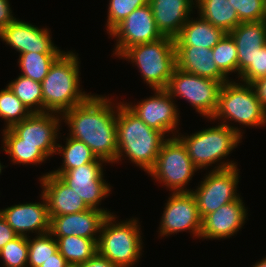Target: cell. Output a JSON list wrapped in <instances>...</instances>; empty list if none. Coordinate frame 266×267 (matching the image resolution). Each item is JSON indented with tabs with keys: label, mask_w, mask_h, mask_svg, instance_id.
I'll list each match as a JSON object with an SVG mask.
<instances>
[{
	"label": "cell",
	"mask_w": 266,
	"mask_h": 267,
	"mask_svg": "<svg viewBox=\"0 0 266 267\" xmlns=\"http://www.w3.org/2000/svg\"><path fill=\"white\" fill-rule=\"evenodd\" d=\"M155 96L140 101L134 106L127 104V107L137 115L147 126L154 128L164 135L167 133L175 134L176 127L179 125L178 108L174 98L170 96L166 89H154ZM174 131V133H173Z\"/></svg>",
	"instance_id": "9a60e30c"
},
{
	"label": "cell",
	"mask_w": 266,
	"mask_h": 267,
	"mask_svg": "<svg viewBox=\"0 0 266 267\" xmlns=\"http://www.w3.org/2000/svg\"><path fill=\"white\" fill-rule=\"evenodd\" d=\"M164 208L160 227V236H170L189 230L200 238L202 218L195 198L191 192L172 193ZM191 230V231H190Z\"/></svg>",
	"instance_id": "4fadbf2b"
},
{
	"label": "cell",
	"mask_w": 266,
	"mask_h": 267,
	"mask_svg": "<svg viewBox=\"0 0 266 267\" xmlns=\"http://www.w3.org/2000/svg\"><path fill=\"white\" fill-rule=\"evenodd\" d=\"M108 215L104 210L88 209L82 212L50 216L49 233L53 237L80 236L98 241L101 226ZM95 236V237H94Z\"/></svg>",
	"instance_id": "ac0fdd59"
},
{
	"label": "cell",
	"mask_w": 266,
	"mask_h": 267,
	"mask_svg": "<svg viewBox=\"0 0 266 267\" xmlns=\"http://www.w3.org/2000/svg\"><path fill=\"white\" fill-rule=\"evenodd\" d=\"M31 113H43L41 83L19 75L7 85Z\"/></svg>",
	"instance_id": "f1b7e54d"
},
{
	"label": "cell",
	"mask_w": 266,
	"mask_h": 267,
	"mask_svg": "<svg viewBox=\"0 0 266 267\" xmlns=\"http://www.w3.org/2000/svg\"><path fill=\"white\" fill-rule=\"evenodd\" d=\"M113 105L106 96L91 95L61 115L70 128L69 137L84 142L97 158L107 163H115L118 153V106Z\"/></svg>",
	"instance_id": "6da1fadb"
},
{
	"label": "cell",
	"mask_w": 266,
	"mask_h": 267,
	"mask_svg": "<svg viewBox=\"0 0 266 267\" xmlns=\"http://www.w3.org/2000/svg\"><path fill=\"white\" fill-rule=\"evenodd\" d=\"M39 181L43 188L41 193L47 201L49 216L73 214L90 209L59 176L49 172Z\"/></svg>",
	"instance_id": "ffe728a7"
},
{
	"label": "cell",
	"mask_w": 266,
	"mask_h": 267,
	"mask_svg": "<svg viewBox=\"0 0 266 267\" xmlns=\"http://www.w3.org/2000/svg\"><path fill=\"white\" fill-rule=\"evenodd\" d=\"M79 267H117L107 258L96 253L91 259L83 264L78 265Z\"/></svg>",
	"instance_id": "ab89813d"
},
{
	"label": "cell",
	"mask_w": 266,
	"mask_h": 267,
	"mask_svg": "<svg viewBox=\"0 0 266 267\" xmlns=\"http://www.w3.org/2000/svg\"><path fill=\"white\" fill-rule=\"evenodd\" d=\"M199 16L215 27L230 33L241 22L229 0H195Z\"/></svg>",
	"instance_id": "d4e9b609"
},
{
	"label": "cell",
	"mask_w": 266,
	"mask_h": 267,
	"mask_svg": "<svg viewBox=\"0 0 266 267\" xmlns=\"http://www.w3.org/2000/svg\"><path fill=\"white\" fill-rule=\"evenodd\" d=\"M0 257L5 267H27L28 237L17 236L1 250Z\"/></svg>",
	"instance_id": "836d02e7"
},
{
	"label": "cell",
	"mask_w": 266,
	"mask_h": 267,
	"mask_svg": "<svg viewBox=\"0 0 266 267\" xmlns=\"http://www.w3.org/2000/svg\"><path fill=\"white\" fill-rule=\"evenodd\" d=\"M228 34L237 47L240 75L254 61L258 49L266 45V20L242 22Z\"/></svg>",
	"instance_id": "603a6c76"
},
{
	"label": "cell",
	"mask_w": 266,
	"mask_h": 267,
	"mask_svg": "<svg viewBox=\"0 0 266 267\" xmlns=\"http://www.w3.org/2000/svg\"><path fill=\"white\" fill-rule=\"evenodd\" d=\"M29 237L27 267H41L47 259L58 251L57 241L50 233L37 235L32 240Z\"/></svg>",
	"instance_id": "1f68e13d"
},
{
	"label": "cell",
	"mask_w": 266,
	"mask_h": 267,
	"mask_svg": "<svg viewBox=\"0 0 266 267\" xmlns=\"http://www.w3.org/2000/svg\"><path fill=\"white\" fill-rule=\"evenodd\" d=\"M176 67L186 73L219 81H229L214 62L212 49L195 46H175Z\"/></svg>",
	"instance_id": "7402d4cb"
},
{
	"label": "cell",
	"mask_w": 266,
	"mask_h": 267,
	"mask_svg": "<svg viewBox=\"0 0 266 267\" xmlns=\"http://www.w3.org/2000/svg\"><path fill=\"white\" fill-rule=\"evenodd\" d=\"M11 7L8 0H0V30L14 21Z\"/></svg>",
	"instance_id": "f35d334b"
},
{
	"label": "cell",
	"mask_w": 266,
	"mask_h": 267,
	"mask_svg": "<svg viewBox=\"0 0 266 267\" xmlns=\"http://www.w3.org/2000/svg\"><path fill=\"white\" fill-rule=\"evenodd\" d=\"M259 101L266 108V77H262L251 83Z\"/></svg>",
	"instance_id": "60d3db41"
},
{
	"label": "cell",
	"mask_w": 266,
	"mask_h": 267,
	"mask_svg": "<svg viewBox=\"0 0 266 267\" xmlns=\"http://www.w3.org/2000/svg\"><path fill=\"white\" fill-rule=\"evenodd\" d=\"M115 218L112 214L104 219L97 241V253L117 267H131L139 261L142 251L138 219L116 223Z\"/></svg>",
	"instance_id": "8992f818"
},
{
	"label": "cell",
	"mask_w": 266,
	"mask_h": 267,
	"mask_svg": "<svg viewBox=\"0 0 266 267\" xmlns=\"http://www.w3.org/2000/svg\"><path fill=\"white\" fill-rule=\"evenodd\" d=\"M262 77H266V45L258 49L254 61L238 76V79L251 84Z\"/></svg>",
	"instance_id": "8d00e7d4"
},
{
	"label": "cell",
	"mask_w": 266,
	"mask_h": 267,
	"mask_svg": "<svg viewBox=\"0 0 266 267\" xmlns=\"http://www.w3.org/2000/svg\"><path fill=\"white\" fill-rule=\"evenodd\" d=\"M212 52L214 62L226 77L231 72H238L237 47L228 33L212 48Z\"/></svg>",
	"instance_id": "d6a6232c"
},
{
	"label": "cell",
	"mask_w": 266,
	"mask_h": 267,
	"mask_svg": "<svg viewBox=\"0 0 266 267\" xmlns=\"http://www.w3.org/2000/svg\"><path fill=\"white\" fill-rule=\"evenodd\" d=\"M119 58L135 63L143 80L154 89H166L176 68L174 38H162L129 47Z\"/></svg>",
	"instance_id": "5b68a950"
},
{
	"label": "cell",
	"mask_w": 266,
	"mask_h": 267,
	"mask_svg": "<svg viewBox=\"0 0 266 267\" xmlns=\"http://www.w3.org/2000/svg\"><path fill=\"white\" fill-rule=\"evenodd\" d=\"M220 163L205 176L195 191L191 190L201 218L240 198L236 192L239 182V169L236 163Z\"/></svg>",
	"instance_id": "ba28073f"
},
{
	"label": "cell",
	"mask_w": 266,
	"mask_h": 267,
	"mask_svg": "<svg viewBox=\"0 0 266 267\" xmlns=\"http://www.w3.org/2000/svg\"><path fill=\"white\" fill-rule=\"evenodd\" d=\"M3 151L15 164H40L48 158L37 145L19 144V137L10 129L3 130Z\"/></svg>",
	"instance_id": "4316f807"
},
{
	"label": "cell",
	"mask_w": 266,
	"mask_h": 267,
	"mask_svg": "<svg viewBox=\"0 0 266 267\" xmlns=\"http://www.w3.org/2000/svg\"><path fill=\"white\" fill-rule=\"evenodd\" d=\"M60 119L62 118L58 113H31L10 129L19 137V144L37 145L47 157H50L56 153Z\"/></svg>",
	"instance_id": "5bb4252c"
},
{
	"label": "cell",
	"mask_w": 266,
	"mask_h": 267,
	"mask_svg": "<svg viewBox=\"0 0 266 267\" xmlns=\"http://www.w3.org/2000/svg\"><path fill=\"white\" fill-rule=\"evenodd\" d=\"M65 258L57 251L52 257L47 259L41 267H69Z\"/></svg>",
	"instance_id": "b9f144b4"
},
{
	"label": "cell",
	"mask_w": 266,
	"mask_h": 267,
	"mask_svg": "<svg viewBox=\"0 0 266 267\" xmlns=\"http://www.w3.org/2000/svg\"><path fill=\"white\" fill-rule=\"evenodd\" d=\"M59 253L69 265L78 266L97 253V242L80 236L55 237Z\"/></svg>",
	"instance_id": "484cf974"
},
{
	"label": "cell",
	"mask_w": 266,
	"mask_h": 267,
	"mask_svg": "<svg viewBox=\"0 0 266 267\" xmlns=\"http://www.w3.org/2000/svg\"><path fill=\"white\" fill-rule=\"evenodd\" d=\"M77 56L72 51L63 52L51 65L41 82L43 113L62 115L91 96V93L89 95L80 90V65Z\"/></svg>",
	"instance_id": "3957f363"
},
{
	"label": "cell",
	"mask_w": 266,
	"mask_h": 267,
	"mask_svg": "<svg viewBox=\"0 0 266 267\" xmlns=\"http://www.w3.org/2000/svg\"><path fill=\"white\" fill-rule=\"evenodd\" d=\"M2 168H3V165H1L0 163V174H1Z\"/></svg>",
	"instance_id": "ee69618b"
},
{
	"label": "cell",
	"mask_w": 266,
	"mask_h": 267,
	"mask_svg": "<svg viewBox=\"0 0 266 267\" xmlns=\"http://www.w3.org/2000/svg\"><path fill=\"white\" fill-rule=\"evenodd\" d=\"M103 163H106V161L98 158L93 163L80 165L67 172L51 173L59 176L68 184L89 208L104 210L107 215H112L113 213L110 211L97 207L101 200L106 198L111 191L110 184L103 179Z\"/></svg>",
	"instance_id": "8fae6325"
},
{
	"label": "cell",
	"mask_w": 266,
	"mask_h": 267,
	"mask_svg": "<svg viewBox=\"0 0 266 267\" xmlns=\"http://www.w3.org/2000/svg\"><path fill=\"white\" fill-rule=\"evenodd\" d=\"M253 267H266V257L258 261L253 265Z\"/></svg>",
	"instance_id": "7bdbcfd3"
},
{
	"label": "cell",
	"mask_w": 266,
	"mask_h": 267,
	"mask_svg": "<svg viewBox=\"0 0 266 267\" xmlns=\"http://www.w3.org/2000/svg\"><path fill=\"white\" fill-rule=\"evenodd\" d=\"M62 53L27 52L19 55L21 75L41 83L51 65Z\"/></svg>",
	"instance_id": "f546056e"
},
{
	"label": "cell",
	"mask_w": 266,
	"mask_h": 267,
	"mask_svg": "<svg viewBox=\"0 0 266 267\" xmlns=\"http://www.w3.org/2000/svg\"><path fill=\"white\" fill-rule=\"evenodd\" d=\"M226 33L201 17L188 19L180 33L174 38L175 46L214 48Z\"/></svg>",
	"instance_id": "cb8c5ba5"
},
{
	"label": "cell",
	"mask_w": 266,
	"mask_h": 267,
	"mask_svg": "<svg viewBox=\"0 0 266 267\" xmlns=\"http://www.w3.org/2000/svg\"><path fill=\"white\" fill-rule=\"evenodd\" d=\"M197 170L185 145L177 136H172L163 142L155 166L148 175L166 185L173 193L191 192L185 186Z\"/></svg>",
	"instance_id": "9c48e42d"
},
{
	"label": "cell",
	"mask_w": 266,
	"mask_h": 267,
	"mask_svg": "<svg viewBox=\"0 0 266 267\" xmlns=\"http://www.w3.org/2000/svg\"><path fill=\"white\" fill-rule=\"evenodd\" d=\"M236 10L239 21L251 22L266 20L265 0H229Z\"/></svg>",
	"instance_id": "d590c367"
},
{
	"label": "cell",
	"mask_w": 266,
	"mask_h": 267,
	"mask_svg": "<svg viewBox=\"0 0 266 267\" xmlns=\"http://www.w3.org/2000/svg\"><path fill=\"white\" fill-rule=\"evenodd\" d=\"M149 4V0H110L107 18V31L110 33L138 7Z\"/></svg>",
	"instance_id": "e575fe53"
},
{
	"label": "cell",
	"mask_w": 266,
	"mask_h": 267,
	"mask_svg": "<svg viewBox=\"0 0 266 267\" xmlns=\"http://www.w3.org/2000/svg\"><path fill=\"white\" fill-rule=\"evenodd\" d=\"M116 127L118 145L116 162L126 156L148 173L155 166L166 136L147 126L123 102L118 103Z\"/></svg>",
	"instance_id": "7a4b0ae2"
},
{
	"label": "cell",
	"mask_w": 266,
	"mask_h": 267,
	"mask_svg": "<svg viewBox=\"0 0 266 267\" xmlns=\"http://www.w3.org/2000/svg\"><path fill=\"white\" fill-rule=\"evenodd\" d=\"M41 199L42 203L17 204L1 209L0 214L18 236L27 237V232L38 235L49 233L50 216L43 194H41Z\"/></svg>",
	"instance_id": "e0dca14e"
},
{
	"label": "cell",
	"mask_w": 266,
	"mask_h": 267,
	"mask_svg": "<svg viewBox=\"0 0 266 267\" xmlns=\"http://www.w3.org/2000/svg\"><path fill=\"white\" fill-rule=\"evenodd\" d=\"M47 28H38L28 22L15 19L0 30V38L20 54L27 52L63 53L54 46Z\"/></svg>",
	"instance_id": "2e32d148"
},
{
	"label": "cell",
	"mask_w": 266,
	"mask_h": 267,
	"mask_svg": "<svg viewBox=\"0 0 266 267\" xmlns=\"http://www.w3.org/2000/svg\"><path fill=\"white\" fill-rule=\"evenodd\" d=\"M222 83L210 78L186 73L177 67L166 90L171 97L185 98L200 115L211 119L218 105Z\"/></svg>",
	"instance_id": "30bf717a"
},
{
	"label": "cell",
	"mask_w": 266,
	"mask_h": 267,
	"mask_svg": "<svg viewBox=\"0 0 266 267\" xmlns=\"http://www.w3.org/2000/svg\"><path fill=\"white\" fill-rule=\"evenodd\" d=\"M217 118L221 119L220 124L227 125L242 136L240 128L231 126L229 120L245 126L259 127L266 124V108L259 101L251 84L229 80L221 86L218 105L210 121Z\"/></svg>",
	"instance_id": "277c9868"
},
{
	"label": "cell",
	"mask_w": 266,
	"mask_h": 267,
	"mask_svg": "<svg viewBox=\"0 0 266 267\" xmlns=\"http://www.w3.org/2000/svg\"><path fill=\"white\" fill-rule=\"evenodd\" d=\"M118 38L115 54L120 57L129 47L158 40L163 37L157 29L149 4L138 7L118 24L110 33Z\"/></svg>",
	"instance_id": "7c38bea8"
},
{
	"label": "cell",
	"mask_w": 266,
	"mask_h": 267,
	"mask_svg": "<svg viewBox=\"0 0 266 267\" xmlns=\"http://www.w3.org/2000/svg\"><path fill=\"white\" fill-rule=\"evenodd\" d=\"M66 145L62 147L60 144H57L56 154L63 155V163L61 168L51 172H67L70 169L79 167L80 165L93 163L98 158L91 151V149L81 141H78L74 138L67 137Z\"/></svg>",
	"instance_id": "83f0119b"
},
{
	"label": "cell",
	"mask_w": 266,
	"mask_h": 267,
	"mask_svg": "<svg viewBox=\"0 0 266 267\" xmlns=\"http://www.w3.org/2000/svg\"><path fill=\"white\" fill-rule=\"evenodd\" d=\"M195 0H149L157 29L163 36L175 38L193 11Z\"/></svg>",
	"instance_id": "44dd1931"
},
{
	"label": "cell",
	"mask_w": 266,
	"mask_h": 267,
	"mask_svg": "<svg viewBox=\"0 0 266 267\" xmlns=\"http://www.w3.org/2000/svg\"><path fill=\"white\" fill-rule=\"evenodd\" d=\"M31 112L8 86L0 91V117L5 120V129L26 119Z\"/></svg>",
	"instance_id": "4dcf8cb0"
},
{
	"label": "cell",
	"mask_w": 266,
	"mask_h": 267,
	"mask_svg": "<svg viewBox=\"0 0 266 267\" xmlns=\"http://www.w3.org/2000/svg\"><path fill=\"white\" fill-rule=\"evenodd\" d=\"M17 236L16 232L9 226L5 218L0 214V250Z\"/></svg>",
	"instance_id": "74e56055"
},
{
	"label": "cell",
	"mask_w": 266,
	"mask_h": 267,
	"mask_svg": "<svg viewBox=\"0 0 266 267\" xmlns=\"http://www.w3.org/2000/svg\"><path fill=\"white\" fill-rule=\"evenodd\" d=\"M241 198L222 205L202 218L200 238L225 239L241 229L247 219V209Z\"/></svg>",
	"instance_id": "d6986e66"
},
{
	"label": "cell",
	"mask_w": 266,
	"mask_h": 267,
	"mask_svg": "<svg viewBox=\"0 0 266 267\" xmlns=\"http://www.w3.org/2000/svg\"><path fill=\"white\" fill-rule=\"evenodd\" d=\"M178 138L185 145L188 155L197 169L221 161L238 146L242 136L227 125L220 124L216 127L205 128L192 135Z\"/></svg>",
	"instance_id": "52a82bcc"
}]
</instances>
